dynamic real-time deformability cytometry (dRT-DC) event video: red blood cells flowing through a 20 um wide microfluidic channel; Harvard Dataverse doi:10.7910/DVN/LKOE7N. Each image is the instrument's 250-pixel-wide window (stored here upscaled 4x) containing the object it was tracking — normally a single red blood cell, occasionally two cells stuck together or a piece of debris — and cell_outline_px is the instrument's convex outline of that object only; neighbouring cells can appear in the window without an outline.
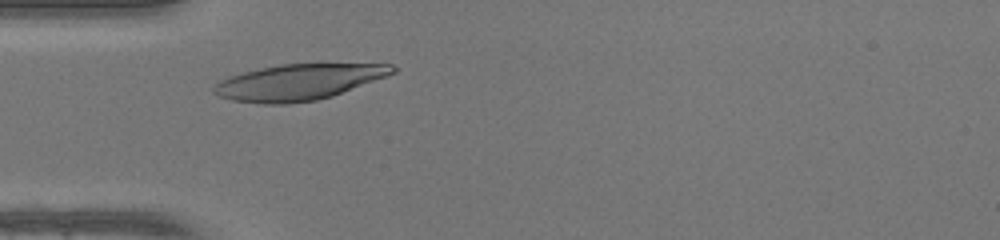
{"species": "human", "species_latin": "Homo sapiens", "temperature_condition": "warm", "stored_images_in_passage": 31, "camera_frame_rate_fps": 3000, "um_per_image_px": 0.085, "donor": {"sex": "female"}, "frame": {"image": 1, "passage_image": 6, "time_ms": 1.667, "image_size_px": [1000, 240], "cell_outline_px": [[396, 72], [388, 76], [332, 96], [316, 100], [288, 104], [264, 104], [232, 100], [220, 96], [212, 92], [212, 88], [220, 80], [228, 76], [260, 68], [280, 64], [392, 64], [396, 68]], "centroid_in_image_um": [25.37, 6.98], "position_along_channel_um": 59.6, "area_um2": 37.34}}
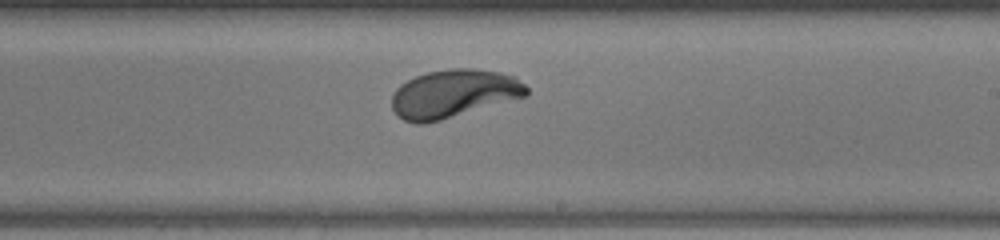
{"frame": {"image": 2, "passage_image": 20, "time_ms": 6.333, "image_size_px": [1000, 240], "cell_outline_px": [[528, 96], [440, 120], [424, 124], [416, 124], [404, 120], [392, 108], [392, 96], [396, 88], [400, 84], [416, 76], [428, 72], [448, 68], [472, 68], [500, 72], [516, 76], [528, 88]], "centroid_in_image_um": [38.58, 7.95], "position_along_channel_um": 250.4, "area_um2": 37.86}}
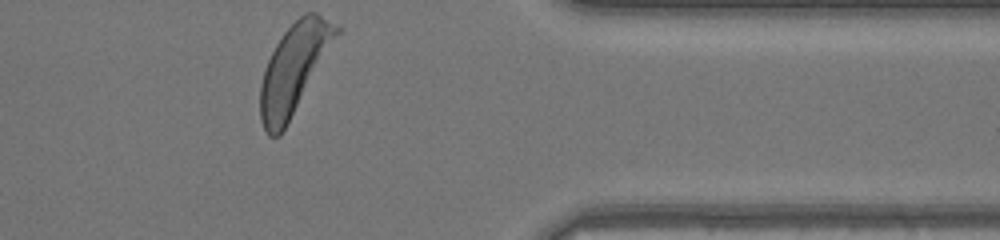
{"frame": {"image": 3, "passage_image": 31, "time_ms": 10.0, "image_size_px": [1000, 240], "cell_outline_px": [[344, 28], [280, 136], [268, 136], [260, 120], [260, 84], [264, 68], [276, 44], [284, 32], [304, 12], [316, 12], [340, 24]], "centroid_in_image_um": [25.03, 5.79], "position_along_channel_um": 386.4, "area_um2": 39.77}, "authors_computed_cell_mechanics": {"area_um2": 37.5122, "velocity_mm_per_s": 4.1764, "shape_relaxation_time_tau1_ms": 2.2758, "shape_relaxation_time_tau2_ms": null, "deformation_change_tau1": 0.1848, "deformation_change_tau2": null}}